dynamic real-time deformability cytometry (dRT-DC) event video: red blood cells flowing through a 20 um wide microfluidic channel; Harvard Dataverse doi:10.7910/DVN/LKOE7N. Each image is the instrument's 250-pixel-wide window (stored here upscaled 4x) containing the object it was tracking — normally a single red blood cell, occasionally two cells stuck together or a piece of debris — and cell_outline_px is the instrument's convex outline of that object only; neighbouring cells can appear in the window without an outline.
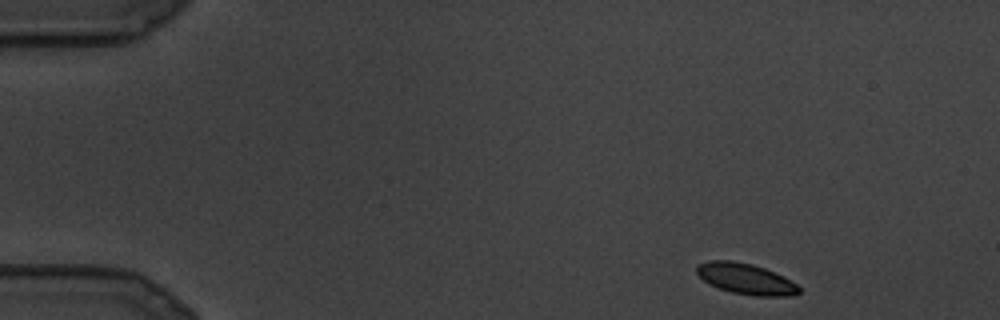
{"species": "common noctule bat (a hibernating species)", "species_latin": "Nyctalus noctula", "temperature_condition": "cold", "stored_images_in_passage": 25, "camera_frame_rate_fps": 3000, "um_per_image_px": 0.085, "animal": {"sex": "male", "body_mass_g": 19.5, "forearm_length_mm": 54.6}, "frame": {"image": 1, "passage_image": 1, "time_ms": 0.0, "image_size_px": [1000, 320], "cell_outline_px": [[800, 292], [792, 296], [756, 296], [732, 292], [720, 288], [704, 280], [696, 272], [696, 264], [708, 260], [732, 260], [752, 264], [764, 268], [784, 276], [796, 284], [800, 288]], "centroid_in_image_um": [63.4, 23.69], "position_along_channel_um": 21.6, "area_um2": 18.32}}
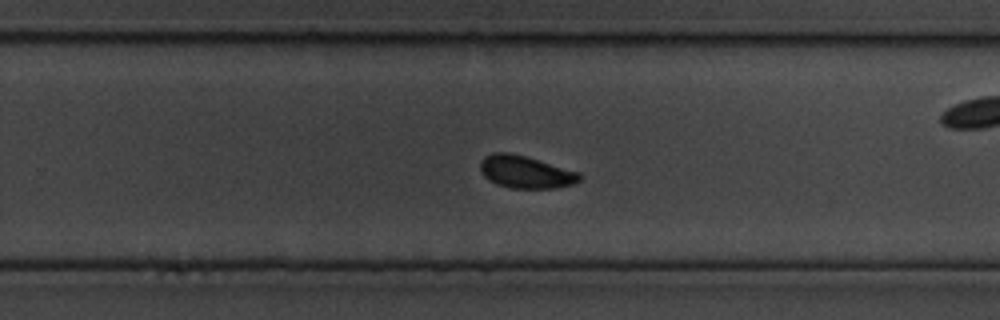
{"frame": {"image": 2, "passage_image": 16, "time_ms": 5.0, "image_size_px": [1000, 320], "cell_outline_px": [[580, 180], [572, 184], [556, 188], [512, 188], [496, 184], [484, 176], [480, 172], [480, 160], [484, 156], [492, 152], [512, 152], [580, 172]], "centroid_in_image_um": [44.64, 14.6], "position_along_channel_um": 285.2, "area_um2": 18.9}}
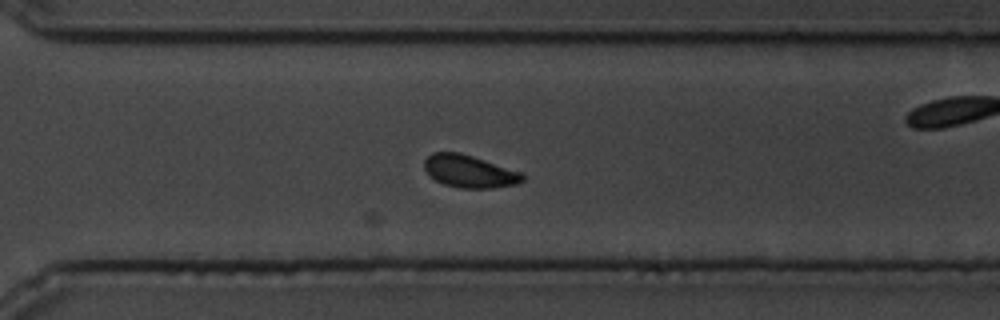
{"frame": {"image": 3, "passage_image": 18, "time_ms": 5.667, "image_size_px": [1000, 320], "cell_outline_px": [[524, 180], [516, 184], [492, 188], [460, 188], [444, 184], [436, 180], [424, 168], [424, 160], [432, 152], [460, 152], [520, 172], [524, 176]], "centroid_in_image_um": [39.88, 14.56], "position_along_channel_um": 330.7, "area_um2": 18.32}}